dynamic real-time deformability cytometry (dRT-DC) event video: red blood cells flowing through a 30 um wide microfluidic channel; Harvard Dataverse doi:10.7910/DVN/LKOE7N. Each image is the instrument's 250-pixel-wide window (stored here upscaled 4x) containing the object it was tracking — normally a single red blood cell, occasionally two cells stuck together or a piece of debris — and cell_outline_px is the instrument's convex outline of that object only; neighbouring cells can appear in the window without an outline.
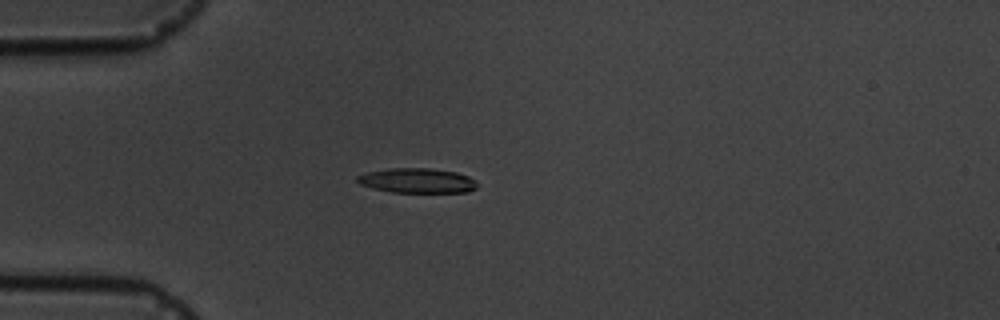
{"species": "common noctule bat (a hibernating species)", "species_latin": "Nyctalus noctula", "temperature_condition": "cold", "stored_images_in_passage": 4, "camera_frame_rate_fps": 3000, "um_per_image_px": 0.085, "animal": {"sex": "male", "body_mass_g": 19.5, "forearm_length_mm": 54.6}, "frame": {"image": 1, "passage_image": 4, "time_ms": 3.333, "image_size_px": [1000, 320], "cell_outline_px": [[476, 188], [468, 192], [392, 192], [372, 188], [360, 184], [356, 180], [356, 176], [368, 172], [388, 168], [432, 168], [456, 172], [468, 176], [476, 184]], "centroid_in_image_um": [35.43, 15.34], "position_along_channel_um": 49.6, "area_um2": 17.22}}